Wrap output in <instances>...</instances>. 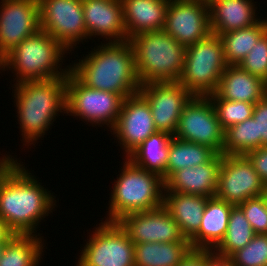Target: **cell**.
<instances>
[{
  "label": "cell",
  "instance_id": "cell-1",
  "mask_svg": "<svg viewBox=\"0 0 267 266\" xmlns=\"http://www.w3.org/2000/svg\"><path fill=\"white\" fill-rule=\"evenodd\" d=\"M17 161L12 155L0 159V217L13 234L36 235L56 197Z\"/></svg>",
  "mask_w": 267,
  "mask_h": 266
},
{
  "label": "cell",
  "instance_id": "cell-2",
  "mask_svg": "<svg viewBox=\"0 0 267 266\" xmlns=\"http://www.w3.org/2000/svg\"><path fill=\"white\" fill-rule=\"evenodd\" d=\"M101 44L79 62L72 63L70 71L93 89L116 93L124 98L139 92L141 84L130 42Z\"/></svg>",
  "mask_w": 267,
  "mask_h": 266
},
{
  "label": "cell",
  "instance_id": "cell-3",
  "mask_svg": "<svg viewBox=\"0 0 267 266\" xmlns=\"http://www.w3.org/2000/svg\"><path fill=\"white\" fill-rule=\"evenodd\" d=\"M66 83L67 76H62L13 86L23 145H35L56 121L57 114L66 113Z\"/></svg>",
  "mask_w": 267,
  "mask_h": 266
},
{
  "label": "cell",
  "instance_id": "cell-4",
  "mask_svg": "<svg viewBox=\"0 0 267 266\" xmlns=\"http://www.w3.org/2000/svg\"><path fill=\"white\" fill-rule=\"evenodd\" d=\"M67 51L58 40L39 30L31 37L25 38L0 60V71H6L8 68L13 70L12 73L15 71V84L68 76L70 65L65 69L61 67L65 53L70 54Z\"/></svg>",
  "mask_w": 267,
  "mask_h": 266
},
{
  "label": "cell",
  "instance_id": "cell-5",
  "mask_svg": "<svg viewBox=\"0 0 267 266\" xmlns=\"http://www.w3.org/2000/svg\"><path fill=\"white\" fill-rule=\"evenodd\" d=\"M132 46L140 84L176 82L184 69L186 47L164 30L138 34L128 40Z\"/></svg>",
  "mask_w": 267,
  "mask_h": 266
},
{
  "label": "cell",
  "instance_id": "cell-6",
  "mask_svg": "<svg viewBox=\"0 0 267 266\" xmlns=\"http://www.w3.org/2000/svg\"><path fill=\"white\" fill-rule=\"evenodd\" d=\"M123 167L111 190L106 221L117 222L130 213L163 205L165 183L161 176L134 165L124 158Z\"/></svg>",
  "mask_w": 267,
  "mask_h": 266
},
{
  "label": "cell",
  "instance_id": "cell-7",
  "mask_svg": "<svg viewBox=\"0 0 267 266\" xmlns=\"http://www.w3.org/2000/svg\"><path fill=\"white\" fill-rule=\"evenodd\" d=\"M226 67L222 40L210 33L186 47L184 69L178 82L193 95L207 96L217 90Z\"/></svg>",
  "mask_w": 267,
  "mask_h": 266
},
{
  "label": "cell",
  "instance_id": "cell-8",
  "mask_svg": "<svg viewBox=\"0 0 267 266\" xmlns=\"http://www.w3.org/2000/svg\"><path fill=\"white\" fill-rule=\"evenodd\" d=\"M124 99L122 95L86 86L71 71L67 76L66 114L84 119L93 127L106 124L111 130Z\"/></svg>",
  "mask_w": 267,
  "mask_h": 266
},
{
  "label": "cell",
  "instance_id": "cell-9",
  "mask_svg": "<svg viewBox=\"0 0 267 266\" xmlns=\"http://www.w3.org/2000/svg\"><path fill=\"white\" fill-rule=\"evenodd\" d=\"M91 232L76 266H135V245L118 222L102 221Z\"/></svg>",
  "mask_w": 267,
  "mask_h": 266
},
{
  "label": "cell",
  "instance_id": "cell-10",
  "mask_svg": "<svg viewBox=\"0 0 267 266\" xmlns=\"http://www.w3.org/2000/svg\"><path fill=\"white\" fill-rule=\"evenodd\" d=\"M224 132L211 99L194 95L182 111L174 137L206 145L222 154Z\"/></svg>",
  "mask_w": 267,
  "mask_h": 266
},
{
  "label": "cell",
  "instance_id": "cell-11",
  "mask_svg": "<svg viewBox=\"0 0 267 266\" xmlns=\"http://www.w3.org/2000/svg\"><path fill=\"white\" fill-rule=\"evenodd\" d=\"M38 2L40 30L58 40L68 52L72 49L74 51L76 45L89 38L82 0H38Z\"/></svg>",
  "mask_w": 267,
  "mask_h": 266
},
{
  "label": "cell",
  "instance_id": "cell-12",
  "mask_svg": "<svg viewBox=\"0 0 267 266\" xmlns=\"http://www.w3.org/2000/svg\"><path fill=\"white\" fill-rule=\"evenodd\" d=\"M266 184L247 155H223L216 197L233 205L264 195Z\"/></svg>",
  "mask_w": 267,
  "mask_h": 266
},
{
  "label": "cell",
  "instance_id": "cell-13",
  "mask_svg": "<svg viewBox=\"0 0 267 266\" xmlns=\"http://www.w3.org/2000/svg\"><path fill=\"white\" fill-rule=\"evenodd\" d=\"M139 93L150 106L157 131L174 136L182 111L194 95L178 81L142 84Z\"/></svg>",
  "mask_w": 267,
  "mask_h": 266
},
{
  "label": "cell",
  "instance_id": "cell-14",
  "mask_svg": "<svg viewBox=\"0 0 267 266\" xmlns=\"http://www.w3.org/2000/svg\"><path fill=\"white\" fill-rule=\"evenodd\" d=\"M163 30L185 47L210 33L209 4L205 0H169Z\"/></svg>",
  "mask_w": 267,
  "mask_h": 266
},
{
  "label": "cell",
  "instance_id": "cell-15",
  "mask_svg": "<svg viewBox=\"0 0 267 266\" xmlns=\"http://www.w3.org/2000/svg\"><path fill=\"white\" fill-rule=\"evenodd\" d=\"M132 243H189L178 223L162 205L156 209L130 213L117 221Z\"/></svg>",
  "mask_w": 267,
  "mask_h": 266
},
{
  "label": "cell",
  "instance_id": "cell-16",
  "mask_svg": "<svg viewBox=\"0 0 267 266\" xmlns=\"http://www.w3.org/2000/svg\"><path fill=\"white\" fill-rule=\"evenodd\" d=\"M40 30L38 0H1L0 60Z\"/></svg>",
  "mask_w": 267,
  "mask_h": 266
},
{
  "label": "cell",
  "instance_id": "cell-17",
  "mask_svg": "<svg viewBox=\"0 0 267 266\" xmlns=\"http://www.w3.org/2000/svg\"><path fill=\"white\" fill-rule=\"evenodd\" d=\"M156 131L150 106L137 92L124 99L117 122L110 132L117 138L127 158Z\"/></svg>",
  "mask_w": 267,
  "mask_h": 266
},
{
  "label": "cell",
  "instance_id": "cell-18",
  "mask_svg": "<svg viewBox=\"0 0 267 266\" xmlns=\"http://www.w3.org/2000/svg\"><path fill=\"white\" fill-rule=\"evenodd\" d=\"M89 39L104 37L108 42L127 41L121 0H82Z\"/></svg>",
  "mask_w": 267,
  "mask_h": 266
},
{
  "label": "cell",
  "instance_id": "cell-19",
  "mask_svg": "<svg viewBox=\"0 0 267 266\" xmlns=\"http://www.w3.org/2000/svg\"><path fill=\"white\" fill-rule=\"evenodd\" d=\"M222 154H216L209 162L186 167L172 173L165 181L166 192L214 197L217 193Z\"/></svg>",
  "mask_w": 267,
  "mask_h": 266
},
{
  "label": "cell",
  "instance_id": "cell-20",
  "mask_svg": "<svg viewBox=\"0 0 267 266\" xmlns=\"http://www.w3.org/2000/svg\"><path fill=\"white\" fill-rule=\"evenodd\" d=\"M127 40L145 32L163 30L169 0H121Z\"/></svg>",
  "mask_w": 267,
  "mask_h": 266
},
{
  "label": "cell",
  "instance_id": "cell-21",
  "mask_svg": "<svg viewBox=\"0 0 267 266\" xmlns=\"http://www.w3.org/2000/svg\"><path fill=\"white\" fill-rule=\"evenodd\" d=\"M208 4L210 29L213 34L250 27L260 20L252 0H212Z\"/></svg>",
  "mask_w": 267,
  "mask_h": 266
},
{
  "label": "cell",
  "instance_id": "cell-22",
  "mask_svg": "<svg viewBox=\"0 0 267 266\" xmlns=\"http://www.w3.org/2000/svg\"><path fill=\"white\" fill-rule=\"evenodd\" d=\"M234 205L216 196L207 199L199 230L189 239L191 249H214L224 238Z\"/></svg>",
  "mask_w": 267,
  "mask_h": 266
},
{
  "label": "cell",
  "instance_id": "cell-23",
  "mask_svg": "<svg viewBox=\"0 0 267 266\" xmlns=\"http://www.w3.org/2000/svg\"><path fill=\"white\" fill-rule=\"evenodd\" d=\"M215 93L222 99L255 104L267 93V83L239 65H227Z\"/></svg>",
  "mask_w": 267,
  "mask_h": 266
},
{
  "label": "cell",
  "instance_id": "cell-24",
  "mask_svg": "<svg viewBox=\"0 0 267 266\" xmlns=\"http://www.w3.org/2000/svg\"><path fill=\"white\" fill-rule=\"evenodd\" d=\"M207 199L206 196L164 190L163 206L178 223L181 234L188 240L199 230Z\"/></svg>",
  "mask_w": 267,
  "mask_h": 266
},
{
  "label": "cell",
  "instance_id": "cell-25",
  "mask_svg": "<svg viewBox=\"0 0 267 266\" xmlns=\"http://www.w3.org/2000/svg\"><path fill=\"white\" fill-rule=\"evenodd\" d=\"M172 135L162 131L151 134L127 158L137 167L158 174L166 180V164Z\"/></svg>",
  "mask_w": 267,
  "mask_h": 266
},
{
  "label": "cell",
  "instance_id": "cell-26",
  "mask_svg": "<svg viewBox=\"0 0 267 266\" xmlns=\"http://www.w3.org/2000/svg\"><path fill=\"white\" fill-rule=\"evenodd\" d=\"M39 236L40 233L13 234L6 241L0 266H38L46 249L43 236Z\"/></svg>",
  "mask_w": 267,
  "mask_h": 266
},
{
  "label": "cell",
  "instance_id": "cell-27",
  "mask_svg": "<svg viewBox=\"0 0 267 266\" xmlns=\"http://www.w3.org/2000/svg\"><path fill=\"white\" fill-rule=\"evenodd\" d=\"M266 32L267 17L250 27L218 34L223 43L226 64L238 65Z\"/></svg>",
  "mask_w": 267,
  "mask_h": 266
},
{
  "label": "cell",
  "instance_id": "cell-28",
  "mask_svg": "<svg viewBox=\"0 0 267 266\" xmlns=\"http://www.w3.org/2000/svg\"><path fill=\"white\" fill-rule=\"evenodd\" d=\"M191 249L189 243L135 244V266H178Z\"/></svg>",
  "mask_w": 267,
  "mask_h": 266
},
{
  "label": "cell",
  "instance_id": "cell-29",
  "mask_svg": "<svg viewBox=\"0 0 267 266\" xmlns=\"http://www.w3.org/2000/svg\"><path fill=\"white\" fill-rule=\"evenodd\" d=\"M217 153L210 147L172 137L166 164V179L174 172L209 162Z\"/></svg>",
  "mask_w": 267,
  "mask_h": 266
},
{
  "label": "cell",
  "instance_id": "cell-30",
  "mask_svg": "<svg viewBox=\"0 0 267 266\" xmlns=\"http://www.w3.org/2000/svg\"><path fill=\"white\" fill-rule=\"evenodd\" d=\"M255 235L242 209L238 205H234L230 212L225 236L213 249V253L229 258L234 252L244 248Z\"/></svg>",
  "mask_w": 267,
  "mask_h": 266
},
{
  "label": "cell",
  "instance_id": "cell-31",
  "mask_svg": "<svg viewBox=\"0 0 267 266\" xmlns=\"http://www.w3.org/2000/svg\"><path fill=\"white\" fill-rule=\"evenodd\" d=\"M254 149H257V129L253 118L225 130L223 155H246Z\"/></svg>",
  "mask_w": 267,
  "mask_h": 266
},
{
  "label": "cell",
  "instance_id": "cell-32",
  "mask_svg": "<svg viewBox=\"0 0 267 266\" xmlns=\"http://www.w3.org/2000/svg\"><path fill=\"white\" fill-rule=\"evenodd\" d=\"M207 96L211 99L219 123L224 130L253 116L255 104L222 99L215 92Z\"/></svg>",
  "mask_w": 267,
  "mask_h": 266
},
{
  "label": "cell",
  "instance_id": "cell-33",
  "mask_svg": "<svg viewBox=\"0 0 267 266\" xmlns=\"http://www.w3.org/2000/svg\"><path fill=\"white\" fill-rule=\"evenodd\" d=\"M229 259L233 266H267V234H256L242 249Z\"/></svg>",
  "mask_w": 267,
  "mask_h": 266
},
{
  "label": "cell",
  "instance_id": "cell-34",
  "mask_svg": "<svg viewBox=\"0 0 267 266\" xmlns=\"http://www.w3.org/2000/svg\"><path fill=\"white\" fill-rule=\"evenodd\" d=\"M238 65L267 83V32Z\"/></svg>",
  "mask_w": 267,
  "mask_h": 266
},
{
  "label": "cell",
  "instance_id": "cell-35",
  "mask_svg": "<svg viewBox=\"0 0 267 266\" xmlns=\"http://www.w3.org/2000/svg\"><path fill=\"white\" fill-rule=\"evenodd\" d=\"M255 234H267V199L260 196L238 204Z\"/></svg>",
  "mask_w": 267,
  "mask_h": 266
},
{
  "label": "cell",
  "instance_id": "cell-36",
  "mask_svg": "<svg viewBox=\"0 0 267 266\" xmlns=\"http://www.w3.org/2000/svg\"><path fill=\"white\" fill-rule=\"evenodd\" d=\"M252 118L256 121L257 149L267 146V93L255 103Z\"/></svg>",
  "mask_w": 267,
  "mask_h": 266
},
{
  "label": "cell",
  "instance_id": "cell-37",
  "mask_svg": "<svg viewBox=\"0 0 267 266\" xmlns=\"http://www.w3.org/2000/svg\"><path fill=\"white\" fill-rule=\"evenodd\" d=\"M246 155L253 163L262 181L267 184V146L251 150Z\"/></svg>",
  "mask_w": 267,
  "mask_h": 266
},
{
  "label": "cell",
  "instance_id": "cell-38",
  "mask_svg": "<svg viewBox=\"0 0 267 266\" xmlns=\"http://www.w3.org/2000/svg\"><path fill=\"white\" fill-rule=\"evenodd\" d=\"M212 253V249H190L178 266H205L206 259Z\"/></svg>",
  "mask_w": 267,
  "mask_h": 266
},
{
  "label": "cell",
  "instance_id": "cell-39",
  "mask_svg": "<svg viewBox=\"0 0 267 266\" xmlns=\"http://www.w3.org/2000/svg\"><path fill=\"white\" fill-rule=\"evenodd\" d=\"M205 266H233V264L229 258L212 253L206 259Z\"/></svg>",
  "mask_w": 267,
  "mask_h": 266
},
{
  "label": "cell",
  "instance_id": "cell-40",
  "mask_svg": "<svg viewBox=\"0 0 267 266\" xmlns=\"http://www.w3.org/2000/svg\"><path fill=\"white\" fill-rule=\"evenodd\" d=\"M13 233L7 228L4 220L0 217V243L6 242Z\"/></svg>",
  "mask_w": 267,
  "mask_h": 266
},
{
  "label": "cell",
  "instance_id": "cell-41",
  "mask_svg": "<svg viewBox=\"0 0 267 266\" xmlns=\"http://www.w3.org/2000/svg\"><path fill=\"white\" fill-rule=\"evenodd\" d=\"M5 244H6V242H2V243H0V259H1V257H2V253H3L4 248H5Z\"/></svg>",
  "mask_w": 267,
  "mask_h": 266
},
{
  "label": "cell",
  "instance_id": "cell-42",
  "mask_svg": "<svg viewBox=\"0 0 267 266\" xmlns=\"http://www.w3.org/2000/svg\"><path fill=\"white\" fill-rule=\"evenodd\" d=\"M264 196H265V197H266V199H267V184H266V187H265Z\"/></svg>",
  "mask_w": 267,
  "mask_h": 266
}]
</instances>
